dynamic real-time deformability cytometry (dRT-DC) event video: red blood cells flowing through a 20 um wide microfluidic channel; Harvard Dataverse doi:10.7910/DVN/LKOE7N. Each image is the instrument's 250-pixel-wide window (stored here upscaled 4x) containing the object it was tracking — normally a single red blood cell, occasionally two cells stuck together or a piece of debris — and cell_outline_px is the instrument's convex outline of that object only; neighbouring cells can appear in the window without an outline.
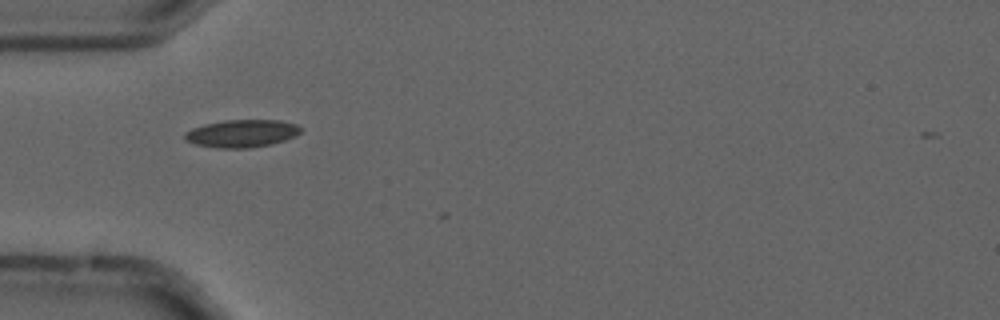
{"species": "common noctule bat (a hibernating species)", "species_latin": "Nyctalus noctula", "temperature_condition": "cold", "stored_images_in_passage": 5, "camera_frame_rate_fps": 3000, "um_per_image_px": 0.085, "animal": {"sex": "male", "forearm_length_mm": 52.5}, "frame": {"image": 1, "passage_image": 4, "time_ms": 1.0, "image_size_px": [1000, 320], "cell_outline_px": [[300, 132], [296, 136], [272, 144], [248, 148], [216, 148], [196, 144], [184, 140], [184, 132], [192, 128], [204, 124], [224, 120], [280, 120], [296, 124], [300, 128]], "centroid_in_image_um": [20.52, 11.34], "position_along_channel_um": 64.5, "area_um2": 18.73}}